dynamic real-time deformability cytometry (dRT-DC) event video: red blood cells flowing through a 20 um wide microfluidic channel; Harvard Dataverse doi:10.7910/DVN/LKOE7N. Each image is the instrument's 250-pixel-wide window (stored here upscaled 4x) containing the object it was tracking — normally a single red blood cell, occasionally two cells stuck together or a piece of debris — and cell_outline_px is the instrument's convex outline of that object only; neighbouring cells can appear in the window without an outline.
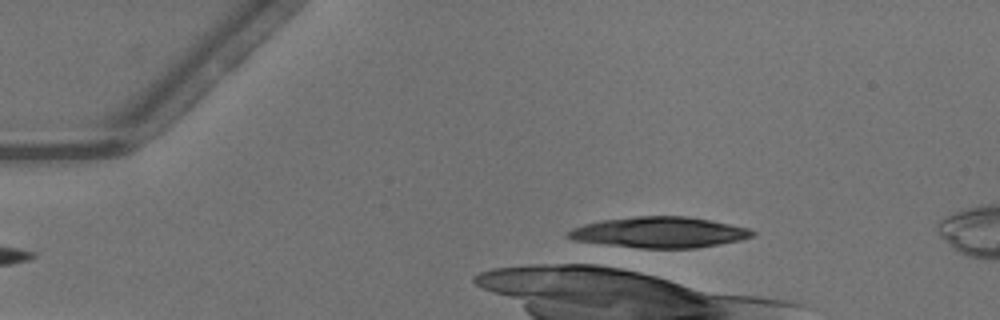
{"species": "common noctule bat (a hibernating species)", "species_latin": "Nyctalus noctula", "temperature_condition": "warm", "stored_images_in_passage": 2, "camera_frame_rate_fps": 3000, "um_per_image_px": 0.085, "animal": {"sex": "male", "body_mass_g": 13.3}, "frame": {"image": 1, "passage_image": 1, "time_ms": 0.0, "image_size_px": [1000, 320], "cell_outline_px": [[756, 232], [752, 236], [740, 240], [720, 244], [696, 248], [640, 248], [572, 240], [564, 236], [572, 228], [584, 224], [600, 220], [636, 216], [688, 216], [712, 220], [748, 228]], "centroid_in_image_um": [56.04, 19.74], "position_along_channel_um": 29.0, "area_um2": 33.12}}